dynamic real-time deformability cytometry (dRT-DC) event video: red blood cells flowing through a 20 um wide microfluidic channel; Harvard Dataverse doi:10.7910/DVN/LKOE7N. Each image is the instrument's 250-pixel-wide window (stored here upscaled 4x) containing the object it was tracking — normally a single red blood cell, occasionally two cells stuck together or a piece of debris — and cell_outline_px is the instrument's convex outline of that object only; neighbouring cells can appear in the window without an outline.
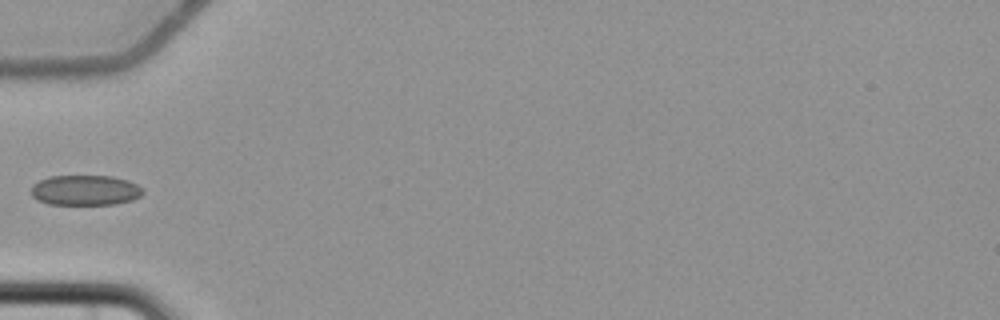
{"species": "common noctule bat (a hibernating species)", "species_latin": "Nyctalus noctula", "temperature_condition": "cold", "stored_images_in_passage": 7, "camera_frame_rate_fps": 3000, "um_per_image_px": 0.085, "animal": {"sex": "female", "body_mass_g": 22.7, "forearm_length_mm": 54.2}, "frame": {"image": 1, "passage_image": 6, "time_ms": 7.0, "image_size_px": [1000, 320], "cell_outline_px": [[144, 192], [140, 196], [132, 200], [116, 204], [48, 204], [36, 200], [32, 196], [32, 184], [48, 176], [112, 176], [128, 180], [136, 184]], "centroid_in_image_um": [7.22, 16.17], "position_along_channel_um": 77.8, "area_um2": 19.71}}
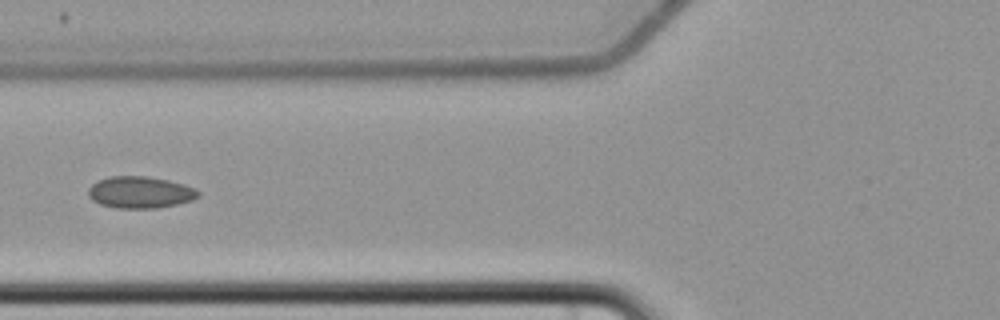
{"frame": {"image": 2, "passage_image": 7, "time_ms": 8.0, "image_size_px": [1000, 320], "cell_outline_px": [[200, 196], [192, 200], [176, 204], [156, 208], [116, 208], [100, 204], [92, 200], [88, 196], [88, 188], [92, 184], [100, 180], [112, 176], [148, 176], [168, 180], [184, 184], [200, 192]], "centroid_in_image_um": [11.9, 16.35], "position_along_channel_um": 113.9, "area_um2": 20.29}}